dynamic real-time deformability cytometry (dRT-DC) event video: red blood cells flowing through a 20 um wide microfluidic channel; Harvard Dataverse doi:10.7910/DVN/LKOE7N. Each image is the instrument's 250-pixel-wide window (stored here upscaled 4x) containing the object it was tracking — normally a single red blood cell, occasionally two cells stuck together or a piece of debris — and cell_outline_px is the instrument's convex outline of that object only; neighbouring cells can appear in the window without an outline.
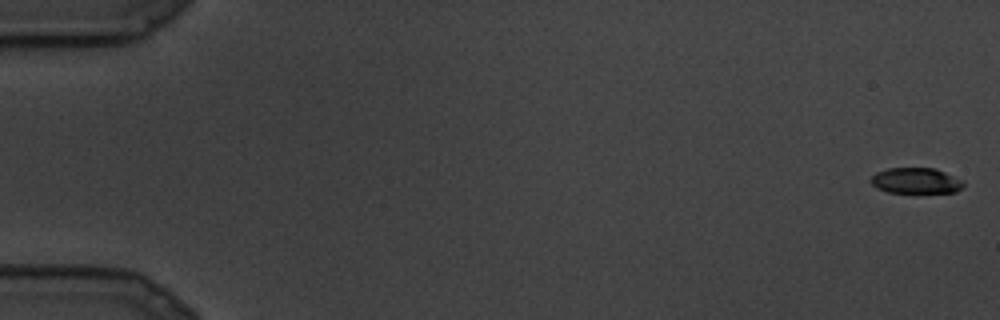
{"species": "common noctule bat (a hibernating species)", "species_latin": "Nyctalus noctula", "temperature_condition": "cold", "stored_images_in_passage": 26, "camera_frame_rate_fps": 3000, "um_per_image_px": 0.085, "animal": {"sex": "male", "body_mass_g": 19.5, "forearm_length_mm": 54.6}, "frame": {"image": 1, "passage_image": 1, "time_ms": 0.0, "image_size_px": [1000, 320], "cell_outline_px": [[964, 184], [956, 192], [888, 192], [876, 188], [872, 184], [872, 176], [876, 172], [888, 168], [936, 168], [964, 180]], "centroid_in_image_um": [77.87, 15.35], "position_along_channel_um": 7.1, "area_um2": 13.81}}
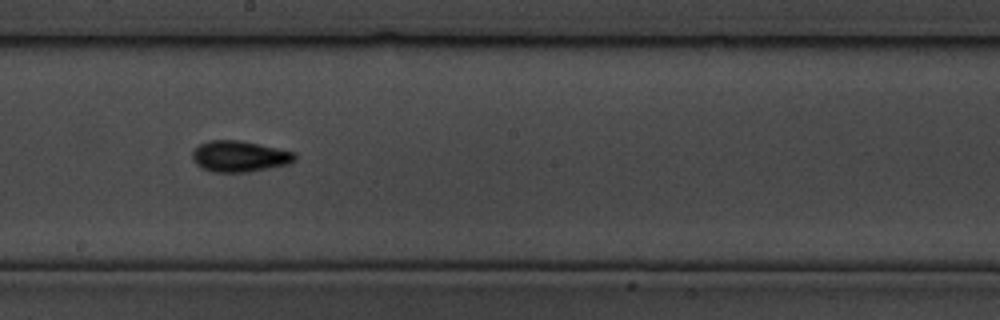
{"frame": {"image": 2, "passage_image": 15, "time_ms": 4.667, "image_size_px": [1000, 320], "cell_outline_px": [[296, 160], [288, 164], [248, 172], [212, 172], [200, 168], [192, 160], [192, 152], [200, 144], [208, 140], [236, 140], [260, 144], [296, 152]], "centroid_in_image_um": [20.35, 13.29], "position_along_channel_um": 227.9, "area_um2": 18.67}}
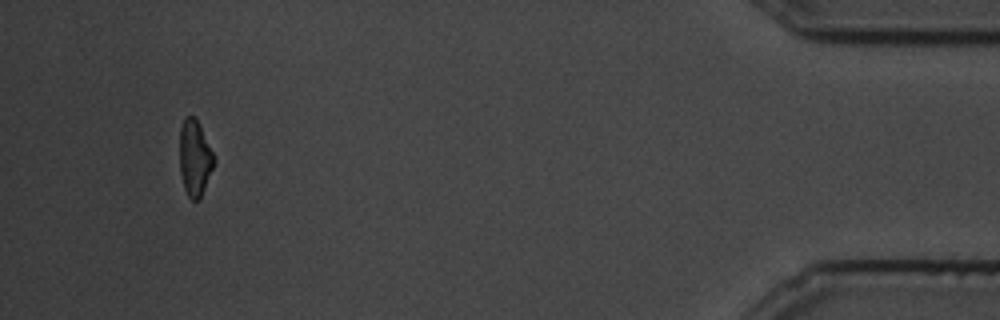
{"frame": {"image": 3, "passage_image": 25, "time_ms": 8.0, "image_size_px": [1000, 320], "cell_outline_px": [[216, 164], [200, 200], [192, 200], [188, 196], [184, 188], [180, 172], [180, 128], [184, 116], [196, 116], [200, 124], [216, 160]], "centroid_in_image_um": [16.58, 13.43], "position_along_channel_um": 418.6, "area_um2": 15.61}}